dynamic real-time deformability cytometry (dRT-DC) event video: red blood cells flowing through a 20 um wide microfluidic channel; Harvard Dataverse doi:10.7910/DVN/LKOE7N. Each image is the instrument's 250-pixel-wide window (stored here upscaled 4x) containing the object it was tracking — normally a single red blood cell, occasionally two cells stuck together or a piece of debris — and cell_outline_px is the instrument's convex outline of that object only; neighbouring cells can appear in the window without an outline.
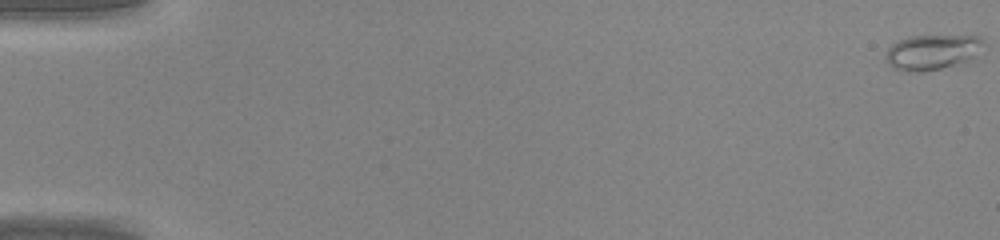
{"species": "common noctule bat (a hibernating species)", "species_latin": "Nyctalus noctula", "temperature_condition": "warm", "stored_images_in_passage": 47, "camera_frame_rate_fps": 3000, "um_per_image_px": 0.085, "animal": {"sex": "male", "body_mass_g": 20.0, "forearm_length_mm": 53.3}, "frame": {"image": 1, "passage_image": 1, "time_ms": 0.0, "image_size_px": [1000, 240], "cell_outline_px": [[984, 40], [972, 56], [968, 60], [940, 68], [920, 72], [908, 72], [896, 68], [888, 64], [884, 60], [888, 48], [892, 44], [908, 36], [980, 36]], "centroid_in_image_um": [79.14, 4.42], "position_along_channel_um": 5.9, "area_um2": 19.48}}
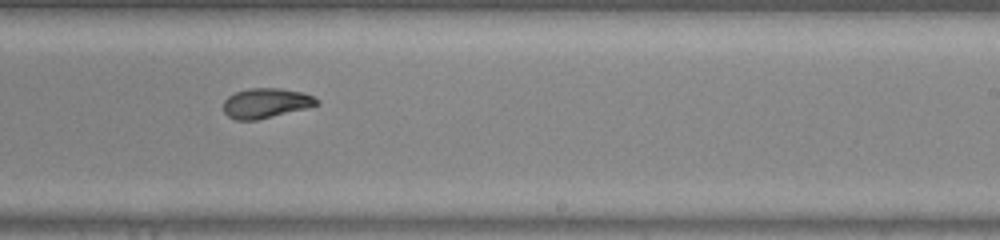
{"frame": {"image": 2, "passage_image": 30, "time_ms": 9.667, "image_size_px": [1000, 240], "cell_outline_px": [[320, 104], [256, 120], [236, 120], [228, 116], [224, 112], [224, 100], [228, 96], [236, 92], [248, 88], [280, 88], [304, 92], [320, 100]], "centroid_in_image_um": [22.6, 8.75], "position_along_channel_um": 266.4, "area_um2": 16.13}}
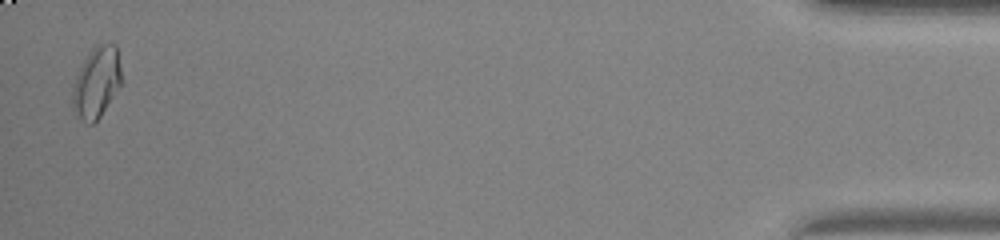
{"frame": {"image": 3, "passage_image": 46, "time_ms": 15.0, "image_size_px": [1000, 240], "cell_outline_px": [[124, 80], [100, 116], [92, 124], [88, 124], [72, 112], [72, 88], [76, 76], [84, 60], [92, 48], [96, 44], [116, 44]], "centroid_in_image_um": [8.22, 7.0], "position_along_channel_um": 427.0, "area_um2": 20.46}}